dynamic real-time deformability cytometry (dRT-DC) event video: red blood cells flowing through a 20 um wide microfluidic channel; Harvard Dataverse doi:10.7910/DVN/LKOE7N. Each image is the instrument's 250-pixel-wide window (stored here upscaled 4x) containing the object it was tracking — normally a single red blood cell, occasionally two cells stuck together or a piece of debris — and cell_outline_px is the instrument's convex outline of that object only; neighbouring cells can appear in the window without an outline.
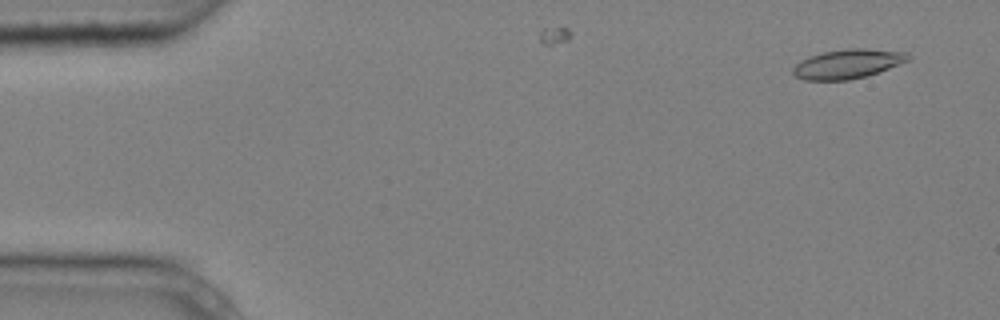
{"species": "common noctule bat (a hibernating species)", "species_latin": "Nyctalus noctula", "temperature_condition": "cold", "stored_images_in_passage": 4, "camera_frame_rate_fps": 3000, "um_per_image_px": 0.085, "animal": {"sex": "male", "body_mass_g": 20.4}, "frame": {"image": 1, "passage_image": 2, "time_ms": 0.333, "image_size_px": [1000, 320], "cell_outline_px": [[908, 60], [868, 76], [848, 80], [804, 80], [796, 76], [792, 72], [792, 68], [800, 60], [808, 56], [820, 52], [848, 48], [864, 48], [908, 52]], "centroid_in_image_um": [72.0, 5.42], "position_along_channel_um": 13.0, "area_um2": 19.71}}